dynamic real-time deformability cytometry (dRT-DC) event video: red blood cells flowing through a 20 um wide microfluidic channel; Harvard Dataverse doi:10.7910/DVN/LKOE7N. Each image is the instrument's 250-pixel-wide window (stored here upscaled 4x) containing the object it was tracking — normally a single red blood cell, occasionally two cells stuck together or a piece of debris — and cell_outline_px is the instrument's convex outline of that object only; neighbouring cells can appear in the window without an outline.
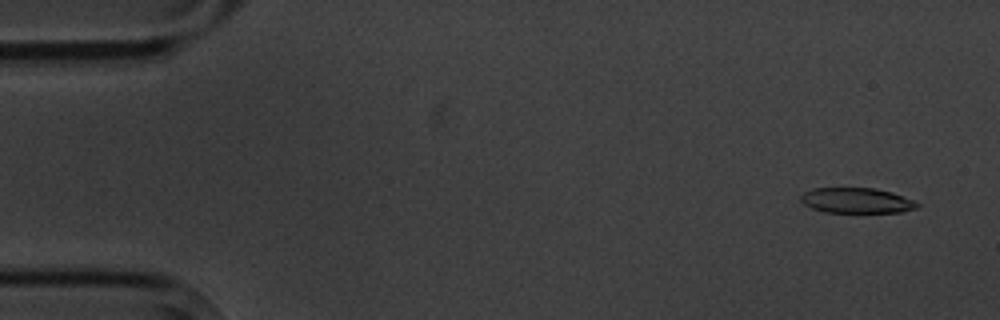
{"species": "common noctule bat (a hibernating species)", "species_latin": "Nyctalus noctula", "temperature_condition": "cold", "stored_images_in_passage": 6, "camera_frame_rate_fps": 3000, "um_per_image_px": 0.085, "animal": {"sex": "male", "body_mass_g": 20.1, "forearm_length_mm": 53.5}, "frame": {"image": 1, "passage_image": 1, "time_ms": 0.0, "image_size_px": [1000, 320], "cell_outline_px": [[920, 204], [916, 208], [900, 212], [824, 212], [812, 208], [804, 204], [800, 200], [800, 196], [804, 192], [812, 188], [872, 188], [892, 192], [912, 200]], "centroid_in_image_um": [72.77, 17.04], "position_along_channel_um": 12.2, "area_um2": 17.05}}
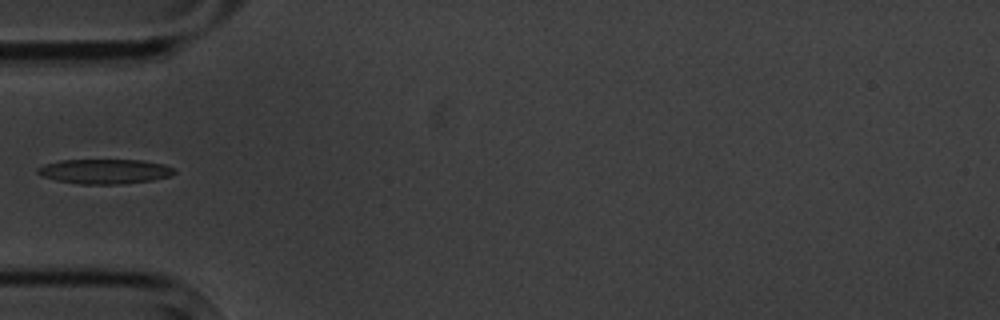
{"frame": {"image": 2, "passage_image": 5, "time_ms": 5.0, "image_size_px": [1000, 320], "cell_outline_px": [[176, 172], [172, 176], [152, 180], [120, 184], [80, 184], [56, 180], [40, 176], [36, 172], [36, 168], [44, 164], [60, 160], [144, 160], [164, 164], [172, 168]], "centroid_in_image_um": [8.88, 14.57], "position_along_channel_um": 76.1, "area_um2": 19.83}}
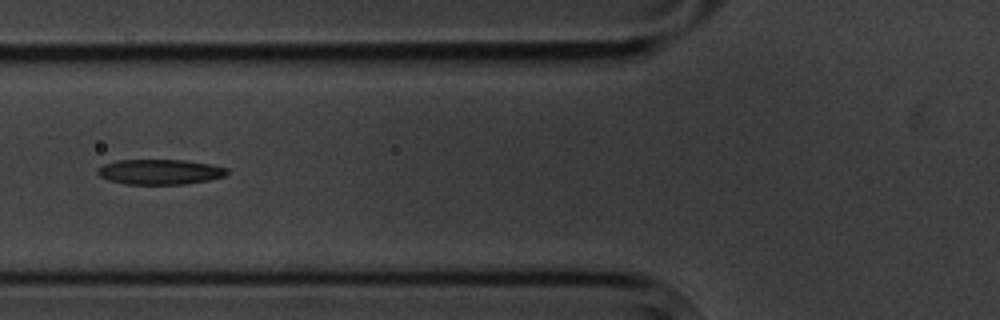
{"frame": {"image": 3, "passage_image": 6, "time_ms": 6.0, "image_size_px": [1000, 320], "cell_outline_px": [[228, 172], [224, 176], [208, 180], [184, 184], [124, 184], [108, 180], [100, 176], [96, 172], [96, 168], [104, 164], [116, 160], [184, 160], [208, 164], [228, 168]], "centroid_in_image_um": [13.54, 14.61], "position_along_channel_um": 112.3, "area_um2": 18.96}}